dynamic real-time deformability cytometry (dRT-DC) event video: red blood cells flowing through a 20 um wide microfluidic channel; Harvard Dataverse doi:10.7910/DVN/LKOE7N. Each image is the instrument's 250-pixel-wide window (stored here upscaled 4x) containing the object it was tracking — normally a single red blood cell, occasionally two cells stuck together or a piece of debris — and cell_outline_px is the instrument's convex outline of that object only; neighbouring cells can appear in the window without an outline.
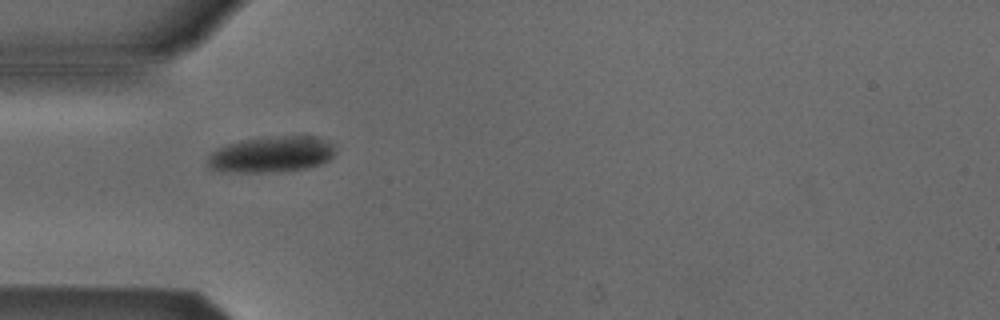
{"species": "Egyptian fruit bat (a non-hibernating species)", "species_latin": "Rousettus aegyptiacus", "temperature_condition": "cold", "stored_images_in_passage": 7, "camera_frame_rate_fps": 3000, "um_per_image_px": 0.085, "animal": {"sex": "male"}, "frame": {"image": 1, "passage_image": 5, "time_ms": 4.333, "image_size_px": [1000, 320], "cell_outline_px": [[336, 152], [324, 164], [304, 168], [260, 172], [240, 172], [212, 168], [208, 164], [208, 156], [216, 148], [240, 140], [260, 136], [316, 136], [328, 140], [332, 144]], "centroid_in_image_um": [23.11, 13.08], "position_along_channel_um": 61.9, "area_um2": 26.7}}
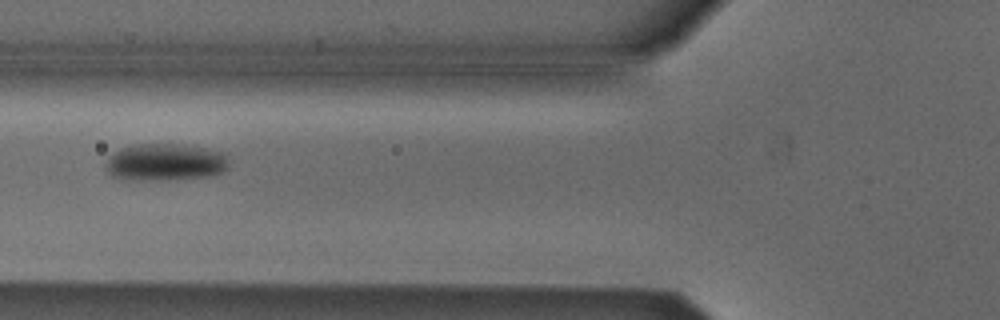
{"frame": {"image": 2, "passage_image": 6, "time_ms": 5.667, "image_size_px": [1000, 320], "cell_outline_px": [[228, 168], [224, 172], [208, 176], [176, 180], [128, 180], [112, 176], [104, 168], [104, 164], [108, 156], [120, 148], [136, 144], [172, 144], [204, 148], [224, 152], [228, 156]], "centroid_in_image_um": [14.02, 13.8], "position_along_channel_um": 111.8, "area_um2": 27.11}}
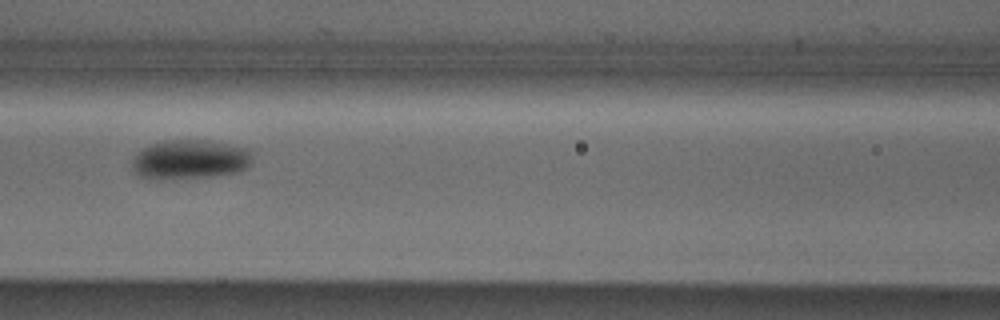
{"frame": {"image": 3, "passage_image": 7, "time_ms": 6.667, "image_size_px": [1000, 320], "cell_outline_px": [[252, 160], [248, 168], [236, 172], [212, 176], [164, 180], [148, 180], [132, 172], [132, 156], [140, 148], [164, 140], [208, 140], [248, 148], [252, 152]], "centroid_in_image_um": [16.08, 13.57], "position_along_channel_um": 150.5, "area_um2": 28.32}}